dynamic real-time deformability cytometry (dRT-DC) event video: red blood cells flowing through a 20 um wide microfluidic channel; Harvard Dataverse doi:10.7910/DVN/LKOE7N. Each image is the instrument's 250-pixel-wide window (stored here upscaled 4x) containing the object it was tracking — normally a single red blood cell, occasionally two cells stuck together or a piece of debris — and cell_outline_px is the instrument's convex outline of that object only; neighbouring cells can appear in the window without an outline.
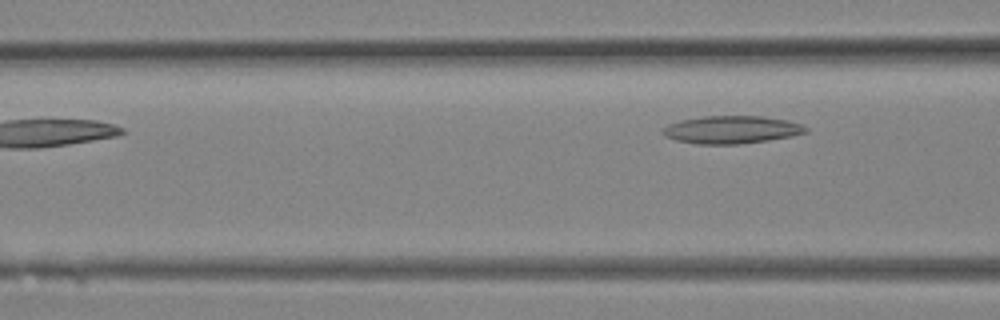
{"species": "Egyptian fruit bat (a non-hibernating species)", "species_latin": "Rousettus aegyptiacus", "temperature_condition": "room temperature", "stored_images_in_passage": 5, "segment_of_instrument_passage": [2, 2], "camera_frame_rate_fps": 3000, "um_per_image_px": 0.085, "animal": {"sex": "female"}, "frame": {"image": 1, "passage_image": 5, "time_ms": 1.333, "image_size_px": [1000, 320], "cell_outline_px": [[808, 132], [792, 136], [768, 140], [740, 144], [696, 144], [676, 140], [664, 136], [660, 132], [660, 128], [668, 124], [680, 120], [704, 116], [760, 116], [788, 120], [800, 124], [808, 128]], "centroid_in_image_um": [62.14, 11.02], "position_along_channel_um": 104.5, "area_um2": 23.29}}